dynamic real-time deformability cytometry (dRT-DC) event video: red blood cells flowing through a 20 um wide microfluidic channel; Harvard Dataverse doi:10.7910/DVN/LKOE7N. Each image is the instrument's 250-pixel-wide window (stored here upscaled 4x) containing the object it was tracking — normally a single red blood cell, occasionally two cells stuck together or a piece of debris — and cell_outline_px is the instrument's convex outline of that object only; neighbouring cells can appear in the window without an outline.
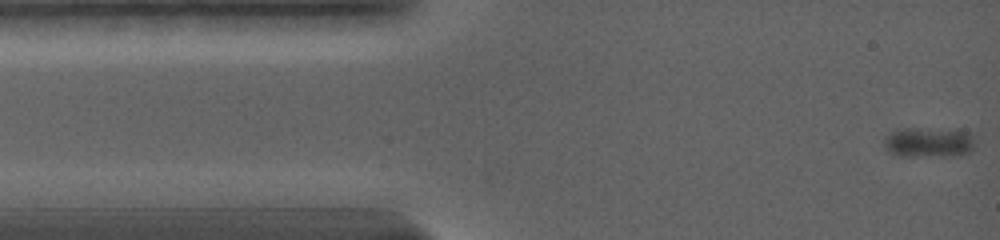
{"species": "common noctule bat (a hibernating species)", "species_latin": "Nyctalus noctula", "temperature_condition": "warm", "stored_images_in_passage": 67, "camera_frame_rate_fps": 5000, "um_per_image_px": 0.085, "animal": {"sex": "female", "body_mass_g": 19.0, "forearm_length_mm": 56.7}, "frame": {"image": 1, "passage_image": 1, "time_ms": 0.0, "image_size_px": [1000, 240], "cell_outline_px": [[972, 152], [960, 156], [900, 156], [888, 152], [884, 144], [884, 140], [888, 132], [904, 128], [920, 128], [968, 132], [972, 136]], "centroid_in_image_um": [78.9, 12.12], "position_along_channel_um": 6.1, "area_um2": 15.9}}
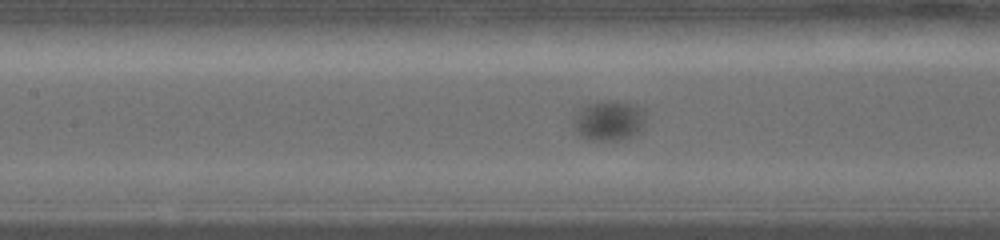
{"frame": {"image": 2, "passage_image": 33, "time_ms": 7.0, "image_size_px": [1000, 240], "cell_outline_px": [[644, 128], [640, 132], [632, 136], [620, 140], [588, 140], [580, 136], [572, 124], [572, 116], [580, 108], [588, 104], [604, 100], [612, 100], [632, 104], [644, 108]], "centroid_in_image_um": [51.74, 10.25], "position_along_channel_um": 155.7, "area_um2": 17.22}}
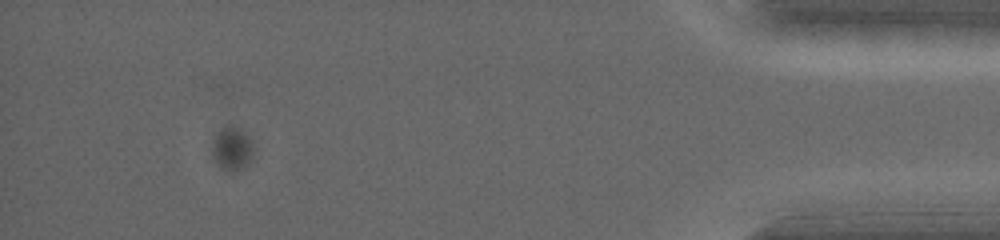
{"frame": {"image": 3, "passage_image": 63, "time_ms": 17.4, "image_size_px": [1000, 240], "cell_outline_px": [[252, 156], [244, 164], [232, 172], [228, 172], [216, 164], [212, 156], [212, 136], [224, 124], [236, 124], [252, 140]], "centroid_in_image_um": [19.65, 12.54], "position_along_channel_um": 415.6, "area_um2": 10.69}, "authors_computed_cell_mechanics": {"area_um2": 17.2822, "velocity_mm_per_s": 3.2655, "shape_relaxation_time_tau1_ms": 1.0569, "shape_relaxation_time_tau2_ms": null, "deformation_change_tau1": 0.1711, "deformation_change_tau2": null}}